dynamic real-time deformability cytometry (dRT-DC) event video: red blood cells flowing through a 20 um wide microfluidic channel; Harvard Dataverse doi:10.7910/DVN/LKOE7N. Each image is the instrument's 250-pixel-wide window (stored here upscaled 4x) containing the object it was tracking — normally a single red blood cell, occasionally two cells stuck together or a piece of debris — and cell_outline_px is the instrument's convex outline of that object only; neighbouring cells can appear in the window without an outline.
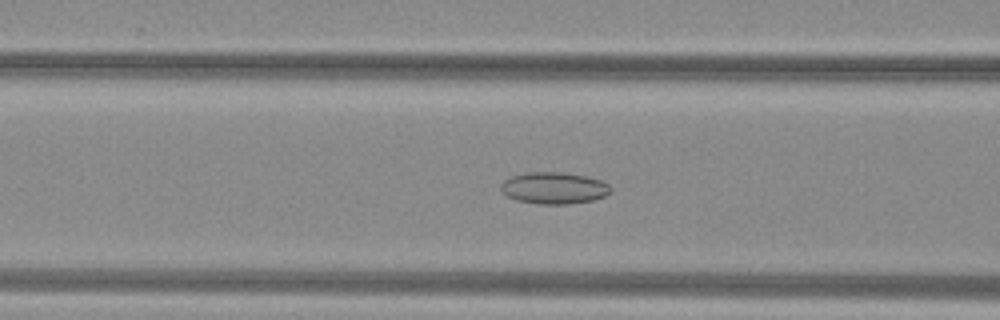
{"species": "common noctule bat (a hibernating species)", "species_latin": "Nyctalus noctula", "temperature_condition": "warm", "stored_images_in_passage": 53, "camera_frame_rate_fps": 3000, "um_per_image_px": 0.085, "animal": {"sex": "female", "body_mass_g": 29.2, "forearm_length_mm": 56.3}, "frame": {"image": 1, "passage_image": 23, "time_ms": 7.333, "image_size_px": [1000, 320], "cell_outline_px": [[612, 188], [604, 196], [592, 200], [568, 204], [536, 204], [516, 200], [508, 196], [500, 188], [500, 184], [504, 180], [512, 176], [528, 172], [564, 172], [584, 176], [600, 180], [608, 184]], "centroid_in_image_um": [47.06, 15.98], "position_along_channel_um": 119.5, "area_um2": 20.17}}
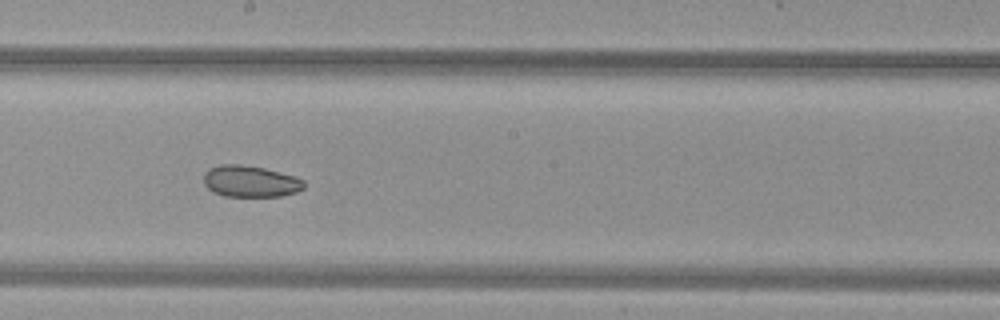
{"frame": {"image": 2, "passage_image": 31, "time_ms": 10.0, "image_size_px": [1000, 320], "cell_outline_px": [[304, 188], [296, 192], [280, 196], [224, 196], [212, 192], [204, 184], [204, 172], [208, 168], [220, 164], [240, 164], [264, 168], [296, 176], [304, 180]], "centroid_in_image_um": [21.26, 15.4], "position_along_channel_um": 226.9, "area_um2": 18.55}}
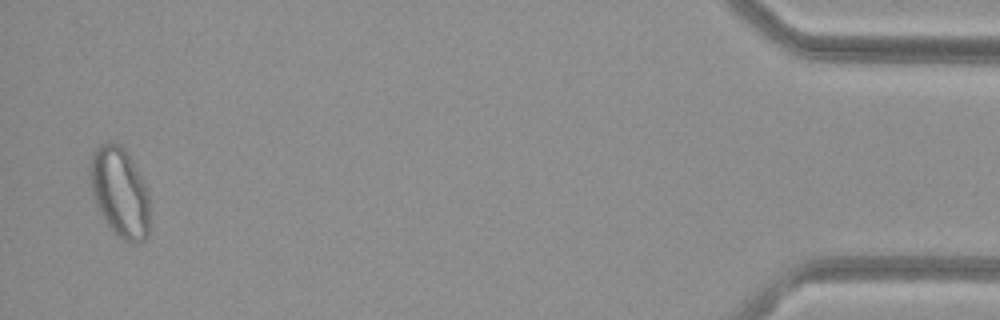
{"frame": {"image": 3, "passage_image": 52, "time_ms": 17.0, "image_size_px": [1000, 320], "cell_outline_px": [[148, 236], [144, 240], [136, 244], [124, 240], [104, 220], [96, 204], [92, 192], [88, 176], [88, 172], [92, 156], [96, 148], [100, 144], [120, 144], [128, 152], [148, 192]], "centroid_in_image_um": [10.17, 16.34], "position_along_channel_um": 425.0, "area_um2": 30.81}, "authors_computed_cell_mechanics": {"area_um2": 24.3916, "velocity_mm_per_s": 4.0266, "shape_relaxation_time_tau1_ms": null, "shape_relaxation_time_tau2_ms": 4.7199, "deformation_change_tau1": null, "deformation_change_tau2": 0.0834}}